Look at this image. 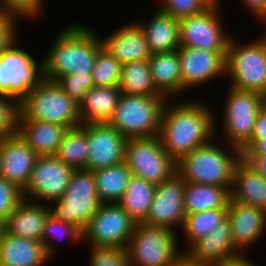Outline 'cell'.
<instances>
[{"label":"cell","mask_w":266,"mask_h":266,"mask_svg":"<svg viewBox=\"0 0 266 266\" xmlns=\"http://www.w3.org/2000/svg\"><path fill=\"white\" fill-rule=\"evenodd\" d=\"M156 185L132 176L118 204L136 223H143L154 199Z\"/></svg>","instance_id":"obj_31"},{"label":"cell","mask_w":266,"mask_h":266,"mask_svg":"<svg viewBox=\"0 0 266 266\" xmlns=\"http://www.w3.org/2000/svg\"><path fill=\"white\" fill-rule=\"evenodd\" d=\"M241 155H266V137L255 141L248 149H240Z\"/></svg>","instance_id":"obj_47"},{"label":"cell","mask_w":266,"mask_h":266,"mask_svg":"<svg viewBox=\"0 0 266 266\" xmlns=\"http://www.w3.org/2000/svg\"><path fill=\"white\" fill-rule=\"evenodd\" d=\"M49 214L48 204L23 199L5 219V232L41 242Z\"/></svg>","instance_id":"obj_23"},{"label":"cell","mask_w":266,"mask_h":266,"mask_svg":"<svg viewBox=\"0 0 266 266\" xmlns=\"http://www.w3.org/2000/svg\"><path fill=\"white\" fill-rule=\"evenodd\" d=\"M119 88L129 95H162L153 84L148 60L122 64Z\"/></svg>","instance_id":"obj_33"},{"label":"cell","mask_w":266,"mask_h":266,"mask_svg":"<svg viewBox=\"0 0 266 266\" xmlns=\"http://www.w3.org/2000/svg\"><path fill=\"white\" fill-rule=\"evenodd\" d=\"M177 51L180 58L182 97L189 89L217 81L223 75L227 77V51H210L189 46H180Z\"/></svg>","instance_id":"obj_15"},{"label":"cell","mask_w":266,"mask_h":266,"mask_svg":"<svg viewBox=\"0 0 266 266\" xmlns=\"http://www.w3.org/2000/svg\"><path fill=\"white\" fill-rule=\"evenodd\" d=\"M262 108L266 110V91L262 94Z\"/></svg>","instance_id":"obj_51"},{"label":"cell","mask_w":266,"mask_h":266,"mask_svg":"<svg viewBox=\"0 0 266 266\" xmlns=\"http://www.w3.org/2000/svg\"><path fill=\"white\" fill-rule=\"evenodd\" d=\"M186 248L183 247L182 250L184 259L191 264L202 266H223L233 257L242 254L235 247L227 218L205 237Z\"/></svg>","instance_id":"obj_17"},{"label":"cell","mask_w":266,"mask_h":266,"mask_svg":"<svg viewBox=\"0 0 266 266\" xmlns=\"http://www.w3.org/2000/svg\"><path fill=\"white\" fill-rule=\"evenodd\" d=\"M180 101L165 103L159 132L163 148L176 163L218 135V119L210 105L195 98Z\"/></svg>","instance_id":"obj_1"},{"label":"cell","mask_w":266,"mask_h":266,"mask_svg":"<svg viewBox=\"0 0 266 266\" xmlns=\"http://www.w3.org/2000/svg\"><path fill=\"white\" fill-rule=\"evenodd\" d=\"M88 150L87 123L66 131L55 156L74 169H84L88 160Z\"/></svg>","instance_id":"obj_32"},{"label":"cell","mask_w":266,"mask_h":266,"mask_svg":"<svg viewBox=\"0 0 266 266\" xmlns=\"http://www.w3.org/2000/svg\"><path fill=\"white\" fill-rule=\"evenodd\" d=\"M67 238L70 242L78 243L83 241V231L76 225L68 222H64L62 220H57L50 214L48 215L45 224H44V232L41 239V242L44 245L45 251L47 255L53 260L56 252L57 246L55 238ZM53 239V240H52ZM56 240H58L56 238Z\"/></svg>","instance_id":"obj_35"},{"label":"cell","mask_w":266,"mask_h":266,"mask_svg":"<svg viewBox=\"0 0 266 266\" xmlns=\"http://www.w3.org/2000/svg\"><path fill=\"white\" fill-rule=\"evenodd\" d=\"M136 222L118 203H102L83 231V241L126 249Z\"/></svg>","instance_id":"obj_12"},{"label":"cell","mask_w":266,"mask_h":266,"mask_svg":"<svg viewBox=\"0 0 266 266\" xmlns=\"http://www.w3.org/2000/svg\"><path fill=\"white\" fill-rule=\"evenodd\" d=\"M16 20L20 21V17L0 11V55L19 40Z\"/></svg>","instance_id":"obj_42"},{"label":"cell","mask_w":266,"mask_h":266,"mask_svg":"<svg viewBox=\"0 0 266 266\" xmlns=\"http://www.w3.org/2000/svg\"><path fill=\"white\" fill-rule=\"evenodd\" d=\"M5 231V219L0 216V236Z\"/></svg>","instance_id":"obj_50"},{"label":"cell","mask_w":266,"mask_h":266,"mask_svg":"<svg viewBox=\"0 0 266 266\" xmlns=\"http://www.w3.org/2000/svg\"><path fill=\"white\" fill-rule=\"evenodd\" d=\"M264 137H266V110L262 108L257 115L250 140L241 149H248L255 141Z\"/></svg>","instance_id":"obj_44"},{"label":"cell","mask_w":266,"mask_h":266,"mask_svg":"<svg viewBox=\"0 0 266 266\" xmlns=\"http://www.w3.org/2000/svg\"><path fill=\"white\" fill-rule=\"evenodd\" d=\"M184 179L175 172L156 185L150 211L143 223L150 226L180 229L186 217L184 211Z\"/></svg>","instance_id":"obj_16"},{"label":"cell","mask_w":266,"mask_h":266,"mask_svg":"<svg viewBox=\"0 0 266 266\" xmlns=\"http://www.w3.org/2000/svg\"><path fill=\"white\" fill-rule=\"evenodd\" d=\"M257 22L266 24V0H241Z\"/></svg>","instance_id":"obj_46"},{"label":"cell","mask_w":266,"mask_h":266,"mask_svg":"<svg viewBox=\"0 0 266 266\" xmlns=\"http://www.w3.org/2000/svg\"><path fill=\"white\" fill-rule=\"evenodd\" d=\"M67 127L39 120H21L16 115L15 132L38 156L55 155Z\"/></svg>","instance_id":"obj_24"},{"label":"cell","mask_w":266,"mask_h":266,"mask_svg":"<svg viewBox=\"0 0 266 266\" xmlns=\"http://www.w3.org/2000/svg\"><path fill=\"white\" fill-rule=\"evenodd\" d=\"M37 157V153L16 132L0 139V176L23 190Z\"/></svg>","instance_id":"obj_19"},{"label":"cell","mask_w":266,"mask_h":266,"mask_svg":"<svg viewBox=\"0 0 266 266\" xmlns=\"http://www.w3.org/2000/svg\"><path fill=\"white\" fill-rule=\"evenodd\" d=\"M45 0H4L3 12L16 15L21 19H35L45 10ZM43 11V12H42Z\"/></svg>","instance_id":"obj_40"},{"label":"cell","mask_w":266,"mask_h":266,"mask_svg":"<svg viewBox=\"0 0 266 266\" xmlns=\"http://www.w3.org/2000/svg\"><path fill=\"white\" fill-rule=\"evenodd\" d=\"M213 141L182 157L176 164L177 173L185 182L232 187L234 169L241 160L240 149L229 144H224L223 149Z\"/></svg>","instance_id":"obj_3"},{"label":"cell","mask_w":266,"mask_h":266,"mask_svg":"<svg viewBox=\"0 0 266 266\" xmlns=\"http://www.w3.org/2000/svg\"><path fill=\"white\" fill-rule=\"evenodd\" d=\"M227 218V208L205 210L186 215L181 232L184 234L187 247L205 237L211 230L217 227ZM188 241V242H187Z\"/></svg>","instance_id":"obj_34"},{"label":"cell","mask_w":266,"mask_h":266,"mask_svg":"<svg viewBox=\"0 0 266 266\" xmlns=\"http://www.w3.org/2000/svg\"><path fill=\"white\" fill-rule=\"evenodd\" d=\"M176 230L136 223L127 245L130 266H176L184 253Z\"/></svg>","instance_id":"obj_5"},{"label":"cell","mask_w":266,"mask_h":266,"mask_svg":"<svg viewBox=\"0 0 266 266\" xmlns=\"http://www.w3.org/2000/svg\"><path fill=\"white\" fill-rule=\"evenodd\" d=\"M101 204L93 171L75 169L66 192L48 206L55 219L72 223L84 231Z\"/></svg>","instance_id":"obj_8"},{"label":"cell","mask_w":266,"mask_h":266,"mask_svg":"<svg viewBox=\"0 0 266 266\" xmlns=\"http://www.w3.org/2000/svg\"><path fill=\"white\" fill-rule=\"evenodd\" d=\"M17 104L0 95V139L15 133Z\"/></svg>","instance_id":"obj_43"},{"label":"cell","mask_w":266,"mask_h":266,"mask_svg":"<svg viewBox=\"0 0 266 266\" xmlns=\"http://www.w3.org/2000/svg\"><path fill=\"white\" fill-rule=\"evenodd\" d=\"M51 260L40 241L5 231L0 236V266H46Z\"/></svg>","instance_id":"obj_22"},{"label":"cell","mask_w":266,"mask_h":266,"mask_svg":"<svg viewBox=\"0 0 266 266\" xmlns=\"http://www.w3.org/2000/svg\"><path fill=\"white\" fill-rule=\"evenodd\" d=\"M56 83L78 104L83 100L87 91L94 87L92 75L78 73L62 75L56 80Z\"/></svg>","instance_id":"obj_38"},{"label":"cell","mask_w":266,"mask_h":266,"mask_svg":"<svg viewBox=\"0 0 266 266\" xmlns=\"http://www.w3.org/2000/svg\"><path fill=\"white\" fill-rule=\"evenodd\" d=\"M227 88L220 120L223 123L221 129L226 137L225 144L241 149L251 138L257 115L262 109V94L231 86Z\"/></svg>","instance_id":"obj_10"},{"label":"cell","mask_w":266,"mask_h":266,"mask_svg":"<svg viewBox=\"0 0 266 266\" xmlns=\"http://www.w3.org/2000/svg\"><path fill=\"white\" fill-rule=\"evenodd\" d=\"M90 266H130L127 250L118 247L89 245Z\"/></svg>","instance_id":"obj_37"},{"label":"cell","mask_w":266,"mask_h":266,"mask_svg":"<svg viewBox=\"0 0 266 266\" xmlns=\"http://www.w3.org/2000/svg\"><path fill=\"white\" fill-rule=\"evenodd\" d=\"M74 170L55 155L38 156L29 181L22 190L23 198L44 204L57 201L66 192Z\"/></svg>","instance_id":"obj_14"},{"label":"cell","mask_w":266,"mask_h":266,"mask_svg":"<svg viewBox=\"0 0 266 266\" xmlns=\"http://www.w3.org/2000/svg\"><path fill=\"white\" fill-rule=\"evenodd\" d=\"M246 257L247 255H245V253H242L230 259L223 266H259L256 265L254 261H251Z\"/></svg>","instance_id":"obj_48"},{"label":"cell","mask_w":266,"mask_h":266,"mask_svg":"<svg viewBox=\"0 0 266 266\" xmlns=\"http://www.w3.org/2000/svg\"><path fill=\"white\" fill-rule=\"evenodd\" d=\"M231 200L266 211V179L241 160L236 164L230 190Z\"/></svg>","instance_id":"obj_28"},{"label":"cell","mask_w":266,"mask_h":266,"mask_svg":"<svg viewBox=\"0 0 266 266\" xmlns=\"http://www.w3.org/2000/svg\"><path fill=\"white\" fill-rule=\"evenodd\" d=\"M230 190L231 187L185 182V214L227 208L231 199Z\"/></svg>","instance_id":"obj_29"},{"label":"cell","mask_w":266,"mask_h":266,"mask_svg":"<svg viewBox=\"0 0 266 266\" xmlns=\"http://www.w3.org/2000/svg\"><path fill=\"white\" fill-rule=\"evenodd\" d=\"M167 99L164 95L122 93L108 123L127 139L157 136L160 132L162 112Z\"/></svg>","instance_id":"obj_7"},{"label":"cell","mask_w":266,"mask_h":266,"mask_svg":"<svg viewBox=\"0 0 266 266\" xmlns=\"http://www.w3.org/2000/svg\"><path fill=\"white\" fill-rule=\"evenodd\" d=\"M16 41L0 55V95L17 105L44 80L43 60L19 47Z\"/></svg>","instance_id":"obj_9"},{"label":"cell","mask_w":266,"mask_h":266,"mask_svg":"<svg viewBox=\"0 0 266 266\" xmlns=\"http://www.w3.org/2000/svg\"><path fill=\"white\" fill-rule=\"evenodd\" d=\"M221 9V5H210L198 14L179 19L180 46L227 51L232 36L223 28Z\"/></svg>","instance_id":"obj_13"},{"label":"cell","mask_w":266,"mask_h":266,"mask_svg":"<svg viewBox=\"0 0 266 266\" xmlns=\"http://www.w3.org/2000/svg\"><path fill=\"white\" fill-rule=\"evenodd\" d=\"M3 2H4V0H0V11H2V12H3Z\"/></svg>","instance_id":"obj_53"},{"label":"cell","mask_w":266,"mask_h":266,"mask_svg":"<svg viewBox=\"0 0 266 266\" xmlns=\"http://www.w3.org/2000/svg\"><path fill=\"white\" fill-rule=\"evenodd\" d=\"M176 266H202V265H194L187 262L184 258L176 265Z\"/></svg>","instance_id":"obj_49"},{"label":"cell","mask_w":266,"mask_h":266,"mask_svg":"<svg viewBox=\"0 0 266 266\" xmlns=\"http://www.w3.org/2000/svg\"><path fill=\"white\" fill-rule=\"evenodd\" d=\"M211 5H221L220 0H207Z\"/></svg>","instance_id":"obj_52"},{"label":"cell","mask_w":266,"mask_h":266,"mask_svg":"<svg viewBox=\"0 0 266 266\" xmlns=\"http://www.w3.org/2000/svg\"><path fill=\"white\" fill-rule=\"evenodd\" d=\"M160 10L177 19L193 16L207 9L211 4L207 0H161Z\"/></svg>","instance_id":"obj_39"},{"label":"cell","mask_w":266,"mask_h":266,"mask_svg":"<svg viewBox=\"0 0 266 266\" xmlns=\"http://www.w3.org/2000/svg\"><path fill=\"white\" fill-rule=\"evenodd\" d=\"M101 42L120 64L148 60L152 55L143 30L136 21L114 29L104 39L101 38Z\"/></svg>","instance_id":"obj_21"},{"label":"cell","mask_w":266,"mask_h":266,"mask_svg":"<svg viewBox=\"0 0 266 266\" xmlns=\"http://www.w3.org/2000/svg\"><path fill=\"white\" fill-rule=\"evenodd\" d=\"M21 120H39L63 125L68 129L81 125L79 105L56 83L45 79L17 105Z\"/></svg>","instance_id":"obj_4"},{"label":"cell","mask_w":266,"mask_h":266,"mask_svg":"<svg viewBox=\"0 0 266 266\" xmlns=\"http://www.w3.org/2000/svg\"><path fill=\"white\" fill-rule=\"evenodd\" d=\"M148 62L156 89L168 99L181 97L182 82L178 51L152 54Z\"/></svg>","instance_id":"obj_27"},{"label":"cell","mask_w":266,"mask_h":266,"mask_svg":"<svg viewBox=\"0 0 266 266\" xmlns=\"http://www.w3.org/2000/svg\"><path fill=\"white\" fill-rule=\"evenodd\" d=\"M122 64L114 58L105 48H101L95 60L92 79L96 87L119 86Z\"/></svg>","instance_id":"obj_36"},{"label":"cell","mask_w":266,"mask_h":266,"mask_svg":"<svg viewBox=\"0 0 266 266\" xmlns=\"http://www.w3.org/2000/svg\"><path fill=\"white\" fill-rule=\"evenodd\" d=\"M260 37L243 44L231 37L226 54L229 86L261 94L266 91V32Z\"/></svg>","instance_id":"obj_6"},{"label":"cell","mask_w":266,"mask_h":266,"mask_svg":"<svg viewBox=\"0 0 266 266\" xmlns=\"http://www.w3.org/2000/svg\"><path fill=\"white\" fill-rule=\"evenodd\" d=\"M23 199L22 190L0 176V216L6 219Z\"/></svg>","instance_id":"obj_41"},{"label":"cell","mask_w":266,"mask_h":266,"mask_svg":"<svg viewBox=\"0 0 266 266\" xmlns=\"http://www.w3.org/2000/svg\"><path fill=\"white\" fill-rule=\"evenodd\" d=\"M125 163L134 176L155 185L177 172V163L163 148L159 135L128 138L125 147Z\"/></svg>","instance_id":"obj_11"},{"label":"cell","mask_w":266,"mask_h":266,"mask_svg":"<svg viewBox=\"0 0 266 266\" xmlns=\"http://www.w3.org/2000/svg\"><path fill=\"white\" fill-rule=\"evenodd\" d=\"M62 29L42 59L44 78L56 81L67 74L92 75L97 53L103 47L99 33L79 23Z\"/></svg>","instance_id":"obj_2"},{"label":"cell","mask_w":266,"mask_h":266,"mask_svg":"<svg viewBox=\"0 0 266 266\" xmlns=\"http://www.w3.org/2000/svg\"><path fill=\"white\" fill-rule=\"evenodd\" d=\"M97 194L102 203H118L133 176L125 161L93 171Z\"/></svg>","instance_id":"obj_30"},{"label":"cell","mask_w":266,"mask_h":266,"mask_svg":"<svg viewBox=\"0 0 266 266\" xmlns=\"http://www.w3.org/2000/svg\"><path fill=\"white\" fill-rule=\"evenodd\" d=\"M122 91L119 86H94L84 95L79 105L81 124L108 123L119 103Z\"/></svg>","instance_id":"obj_26"},{"label":"cell","mask_w":266,"mask_h":266,"mask_svg":"<svg viewBox=\"0 0 266 266\" xmlns=\"http://www.w3.org/2000/svg\"><path fill=\"white\" fill-rule=\"evenodd\" d=\"M148 22H136L143 30L152 54L167 53L180 47L179 19L157 9Z\"/></svg>","instance_id":"obj_25"},{"label":"cell","mask_w":266,"mask_h":266,"mask_svg":"<svg viewBox=\"0 0 266 266\" xmlns=\"http://www.w3.org/2000/svg\"><path fill=\"white\" fill-rule=\"evenodd\" d=\"M127 138L109 123H88V160L85 170L94 171L125 161Z\"/></svg>","instance_id":"obj_18"},{"label":"cell","mask_w":266,"mask_h":266,"mask_svg":"<svg viewBox=\"0 0 266 266\" xmlns=\"http://www.w3.org/2000/svg\"><path fill=\"white\" fill-rule=\"evenodd\" d=\"M227 219L235 247L241 252L260 241L266 230V211L229 200Z\"/></svg>","instance_id":"obj_20"},{"label":"cell","mask_w":266,"mask_h":266,"mask_svg":"<svg viewBox=\"0 0 266 266\" xmlns=\"http://www.w3.org/2000/svg\"><path fill=\"white\" fill-rule=\"evenodd\" d=\"M241 161L253 172L266 179V155H241Z\"/></svg>","instance_id":"obj_45"}]
</instances>
